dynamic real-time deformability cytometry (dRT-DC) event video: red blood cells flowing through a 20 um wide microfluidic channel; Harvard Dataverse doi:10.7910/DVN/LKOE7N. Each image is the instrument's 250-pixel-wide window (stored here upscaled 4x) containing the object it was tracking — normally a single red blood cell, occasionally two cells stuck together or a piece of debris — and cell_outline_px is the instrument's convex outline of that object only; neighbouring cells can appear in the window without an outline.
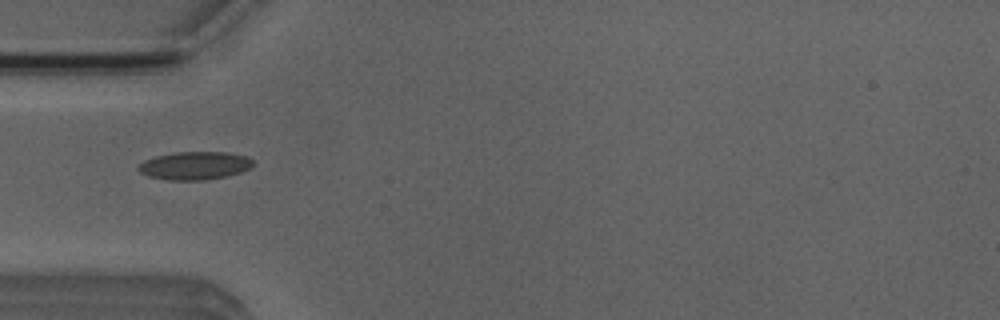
{"species": "Egyptian fruit bat (a non-hibernating species)", "species_latin": "Rousettus aegyptiacus", "temperature_condition": "room temperature", "stored_images_in_passage": 1, "camera_frame_rate_fps": 3000, "um_per_image_px": 0.085, "animal": {"sex": "male"}, "frame": {"image": 1, "passage_image": 1, "time_ms": 0.0, "image_size_px": [1000, 320], "cell_outline_px": [[252, 168], [228, 176], [204, 180], [168, 180], [148, 176], [140, 172], [136, 168], [144, 160], [156, 156], [176, 152], [228, 152], [248, 156], [252, 160]], "centroid_in_image_um": [16.56, 14.08], "position_along_channel_um": 68.4, "area_um2": 18.84}}